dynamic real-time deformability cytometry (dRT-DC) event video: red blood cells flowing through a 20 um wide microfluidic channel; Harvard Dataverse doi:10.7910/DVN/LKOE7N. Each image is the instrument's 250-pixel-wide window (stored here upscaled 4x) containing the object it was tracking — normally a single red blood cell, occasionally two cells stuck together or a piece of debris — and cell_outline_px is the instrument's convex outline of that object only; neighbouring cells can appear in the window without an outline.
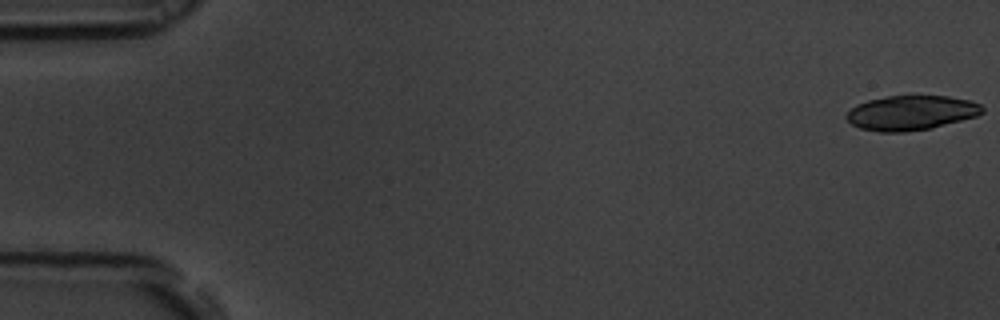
{"species": "common noctule bat (a hibernating species)", "species_latin": "Nyctalus noctula", "temperature_condition": "room temperature", "stored_images_in_passage": 19, "camera_frame_rate_fps": 3000, "um_per_image_px": 0.085, "animal": {"sex": "male", "body_mass_g": 19.5, "forearm_length_mm": 54.6}, "frame": {"image": 1, "passage_image": 1, "time_ms": 0.0, "image_size_px": [1000, 320], "cell_outline_px": [[984, 112], [976, 116], [932, 128], [904, 132], [880, 132], [860, 128], [852, 124], [844, 116], [856, 104], [868, 100], [888, 96], [948, 96], [968, 100], [980, 104], [984, 108]], "centroid_in_image_um": [77.44, 9.59], "position_along_channel_um": 7.6, "area_um2": 27.34}}